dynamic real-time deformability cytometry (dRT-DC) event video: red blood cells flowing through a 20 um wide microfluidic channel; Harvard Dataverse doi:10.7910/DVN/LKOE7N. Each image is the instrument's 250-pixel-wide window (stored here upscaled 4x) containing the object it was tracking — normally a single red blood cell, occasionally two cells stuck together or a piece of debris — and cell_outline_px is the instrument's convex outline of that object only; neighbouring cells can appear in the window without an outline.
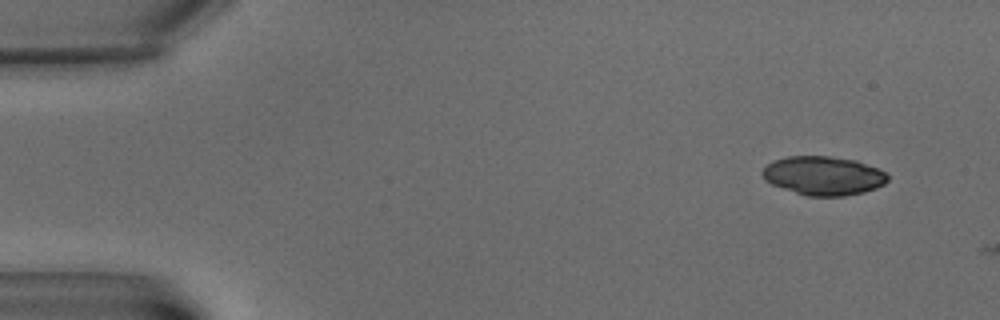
{"species": "common noctule bat (a hibernating species)", "species_latin": "Nyctalus noctula", "temperature_condition": "warm", "stored_images_in_passage": 2, "camera_frame_rate_fps": 3000, "um_per_image_px": 0.085, "animal": {"sex": "male", "body_mass_g": 15.6}, "frame": {"image": 1, "passage_image": 1, "time_ms": 0.0, "image_size_px": [1000, 320], "cell_outline_px": [[888, 180], [884, 184], [876, 188], [864, 192], [844, 196], [808, 196], [772, 184], [764, 180], [760, 172], [772, 160], [788, 156], [828, 156], [856, 160], [888, 172]], "centroid_in_image_um": [70.0, 14.93], "position_along_channel_um": 15.0, "area_um2": 28.44}}